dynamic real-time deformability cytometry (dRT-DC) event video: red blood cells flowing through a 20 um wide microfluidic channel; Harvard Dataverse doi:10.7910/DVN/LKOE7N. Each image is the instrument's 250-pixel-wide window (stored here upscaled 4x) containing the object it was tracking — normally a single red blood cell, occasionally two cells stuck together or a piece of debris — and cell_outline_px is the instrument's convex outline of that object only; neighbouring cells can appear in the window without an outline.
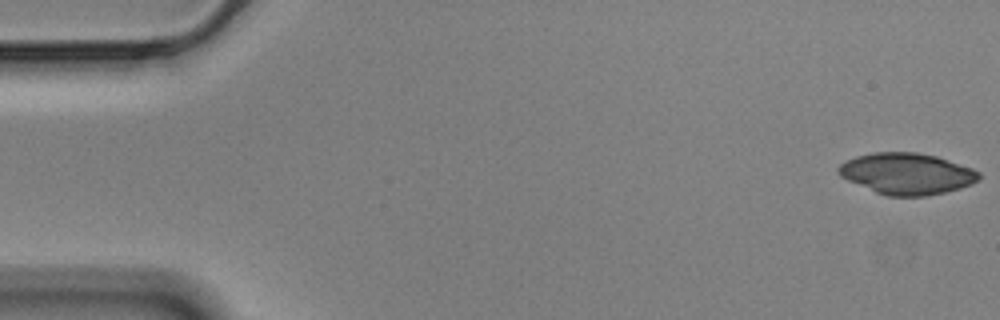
{"species": "Egyptian fruit bat (a non-hibernating species)", "species_latin": "Rousettus aegyptiacus", "temperature_condition": "cold", "stored_images_in_passage": 56, "camera_frame_rate_fps": 3000, "um_per_image_px": 0.085, "animal": {"sex": "male"}, "frame": {"image": 1, "passage_image": 1, "time_ms": 0.0, "image_size_px": [1000, 320], "cell_outline_px": [[980, 180], [972, 184], [960, 188], [944, 192], [924, 196], [888, 196], [876, 192], [848, 180], [840, 176], [836, 172], [836, 168], [840, 164], [856, 156], [872, 152], [916, 152], [936, 156], [972, 168], [980, 172]], "centroid_in_image_um": [77.08, 14.76], "position_along_channel_um": 7.9, "area_um2": 33.76}}